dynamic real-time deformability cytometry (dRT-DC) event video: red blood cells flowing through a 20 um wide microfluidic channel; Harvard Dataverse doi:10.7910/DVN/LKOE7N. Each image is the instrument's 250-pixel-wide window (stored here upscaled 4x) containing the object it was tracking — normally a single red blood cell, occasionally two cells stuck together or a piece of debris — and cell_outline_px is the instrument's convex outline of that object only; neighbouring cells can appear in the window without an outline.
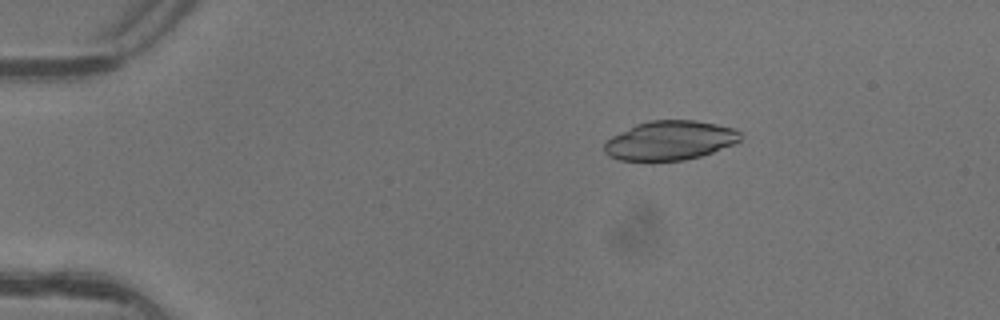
{"species": "common noctule bat (a hibernating species)", "species_latin": "Nyctalus noctula", "temperature_condition": "warm", "stored_images_in_passage": 3, "camera_frame_rate_fps": 3000, "um_per_image_px": 0.085, "animal": {"sex": "female"}, "frame": {"image": 1, "passage_image": 2, "time_ms": 0.333, "image_size_px": [1000, 320], "cell_outline_px": [[740, 140], [732, 144], [712, 152], [700, 156], [684, 160], [620, 160], [604, 152], [604, 144], [612, 136], [636, 124], [648, 120], [696, 120], [736, 128], [740, 132]], "centroid_in_image_um": [56.95, 11.92], "position_along_channel_um": 28.0, "area_um2": 30.81}}